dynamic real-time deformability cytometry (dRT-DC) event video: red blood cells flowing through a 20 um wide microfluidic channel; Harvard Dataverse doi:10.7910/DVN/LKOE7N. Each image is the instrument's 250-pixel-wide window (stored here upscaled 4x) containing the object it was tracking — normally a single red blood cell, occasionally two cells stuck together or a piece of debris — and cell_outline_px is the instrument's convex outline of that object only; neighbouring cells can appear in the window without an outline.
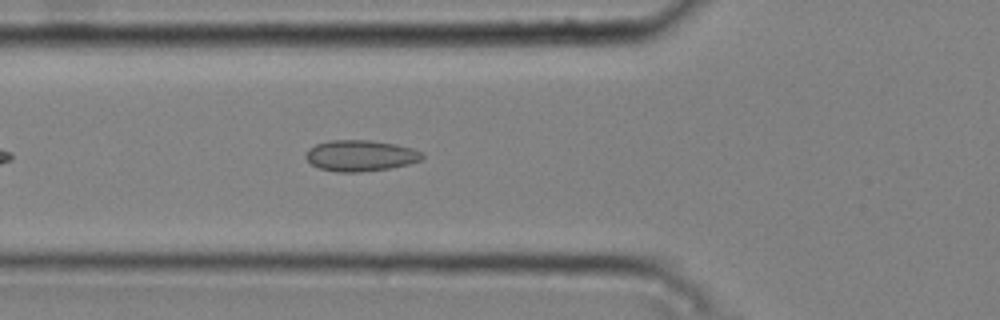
{"species": "common noctule bat (a hibernating species)", "species_latin": "Nyctalus noctula", "temperature_condition": "cold", "stored_images_in_passage": 39, "camera_frame_rate_fps": 3000, "um_per_image_px": 0.085, "animal": {"sex": "male", "body_mass_g": 20.4}, "frame": {"image": 1, "passage_image": 7, "time_ms": 2.0, "image_size_px": [1000, 320], "cell_outline_px": [[424, 156], [420, 160], [408, 164], [388, 168], [360, 172], [336, 172], [320, 168], [312, 164], [304, 156], [308, 148], [316, 144], [328, 140], [368, 140], [396, 144], [412, 148], [424, 152]], "centroid_in_image_um": [30.63, 13.22], "position_along_channel_um": 95.2, "area_um2": 21.1}}
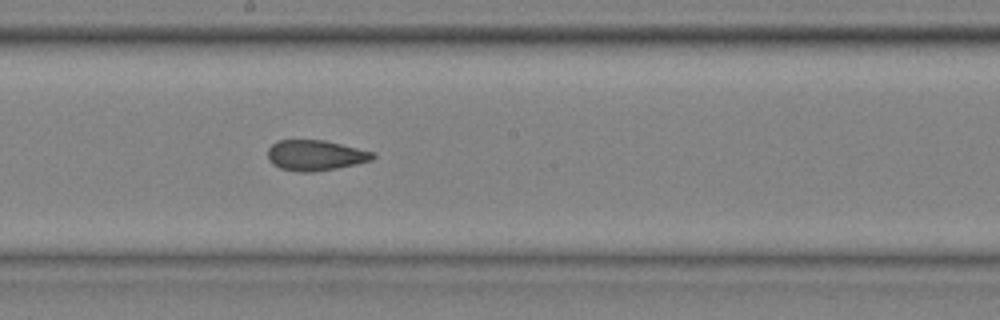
{"frame": {"image": 2, "passage_image": 17, "time_ms": 5.333, "image_size_px": [1000, 320], "cell_outline_px": [[376, 156], [372, 160], [356, 164], [336, 168], [312, 172], [296, 172], [280, 168], [272, 164], [268, 160], [268, 148], [276, 140], [324, 140], [376, 152]], "centroid_in_image_um": [26.81, 13.2], "position_along_channel_um": 221.4, "area_um2": 18.84}}
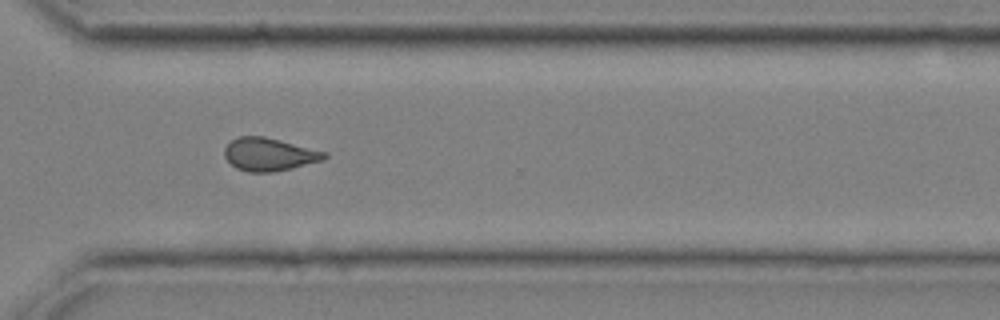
{"frame": {"image": 3, "passage_image": 27, "time_ms": 8.667, "image_size_px": [1000, 320], "cell_outline_px": [[328, 156], [324, 160], [292, 168], [272, 172], [248, 172], [236, 168], [224, 156], [224, 148], [232, 140], [240, 136], [264, 136], [328, 152]], "centroid_in_image_um": [22.9, 13.12], "position_along_channel_um": 347.7, "area_um2": 19.19}, "authors_computed_cell_mechanics": {"area_um2": 19.2474, "velocity_mm_per_s": 3.7788, "shape_relaxation_time_tau1_ms": null, "shape_relaxation_time_tau2_ms": 2.3572, "deformation_change_tau1": null, "deformation_change_tau2": 0.0642}}